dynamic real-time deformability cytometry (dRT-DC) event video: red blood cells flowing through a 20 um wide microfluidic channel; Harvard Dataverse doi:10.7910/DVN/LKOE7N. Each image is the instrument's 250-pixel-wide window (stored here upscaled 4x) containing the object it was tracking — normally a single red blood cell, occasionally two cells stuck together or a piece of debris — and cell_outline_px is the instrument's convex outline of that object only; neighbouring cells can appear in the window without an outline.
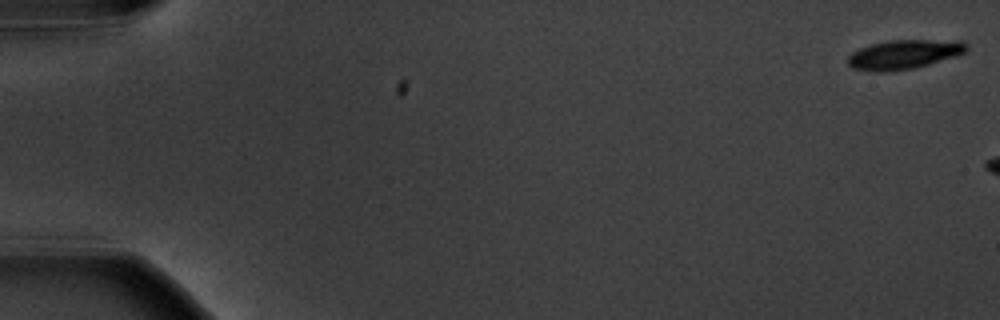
{"species": "common noctule bat (a hibernating species)", "species_latin": "Nyctalus noctula", "temperature_condition": "warm", "stored_images_in_passage": 4, "camera_frame_rate_fps": 3000, "um_per_image_px": 0.085, "animal": {"sex": "male", "body_mass_g": 20.1, "forearm_length_mm": 53.5}, "frame": {"image": 1, "passage_image": 1, "time_ms": 0.0, "image_size_px": [1000, 320], "cell_outline_px": [[968, 52], [956, 56], [916, 68], [888, 72], [880, 72], [852, 68], [848, 64], [848, 56], [852, 52], [860, 48], [872, 44], [888, 40], [964, 40], [968, 44]], "centroid_in_image_um": [76.9, 4.62], "position_along_channel_um": 8.1, "area_um2": 20.52}}